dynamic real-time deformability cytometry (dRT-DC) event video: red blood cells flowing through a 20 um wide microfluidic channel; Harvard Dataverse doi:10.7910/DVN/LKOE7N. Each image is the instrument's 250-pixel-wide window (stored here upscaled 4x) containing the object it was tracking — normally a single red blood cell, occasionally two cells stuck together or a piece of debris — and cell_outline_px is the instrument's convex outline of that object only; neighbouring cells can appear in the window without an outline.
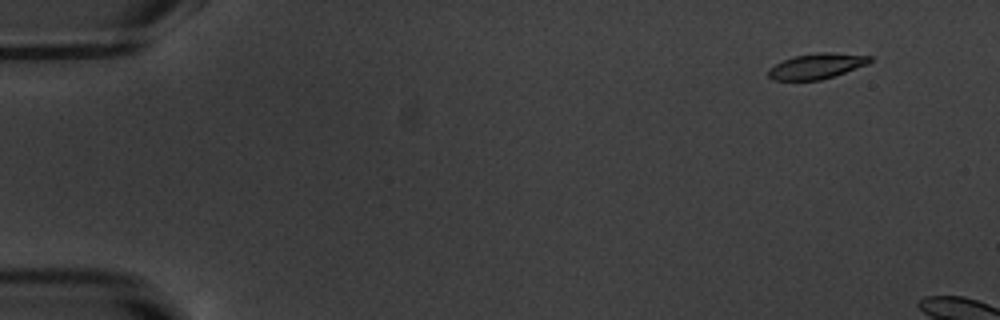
{"species": "common noctule bat (a hibernating species)", "species_latin": "Nyctalus noctula", "temperature_condition": "warm", "stored_images_in_passage": 10, "camera_frame_rate_fps": 3000, "um_per_image_px": 0.085, "animal": {"sex": "male", "body_mass_g": 20.1, "forearm_length_mm": 53.5}, "frame": {"image": 1, "passage_image": 5, "time_ms": 1.333, "image_size_px": [1000, 320], "cell_outline_px": [[872, 60], [868, 64], [820, 80], [772, 80], [768, 76], [768, 68], [792, 56], [816, 52], [828, 52], [872, 56]], "centroid_in_image_um": [69.39, 5.61], "position_along_channel_um": 15.6, "area_um2": 14.97}}